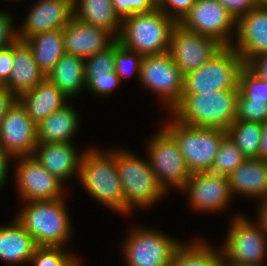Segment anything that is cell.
<instances>
[{"label":"cell","instance_id":"6da1fadb","mask_svg":"<svg viewBox=\"0 0 267 266\" xmlns=\"http://www.w3.org/2000/svg\"><path fill=\"white\" fill-rule=\"evenodd\" d=\"M82 153L78 178L86 191L99 203L125 214L124 194L116 167V148L104 152L86 149Z\"/></svg>","mask_w":267,"mask_h":266},{"label":"cell","instance_id":"7a4b0ae2","mask_svg":"<svg viewBox=\"0 0 267 266\" xmlns=\"http://www.w3.org/2000/svg\"><path fill=\"white\" fill-rule=\"evenodd\" d=\"M238 95L239 89L182 94L170 115L190 126L227 130L237 116Z\"/></svg>","mask_w":267,"mask_h":266},{"label":"cell","instance_id":"3957f363","mask_svg":"<svg viewBox=\"0 0 267 266\" xmlns=\"http://www.w3.org/2000/svg\"><path fill=\"white\" fill-rule=\"evenodd\" d=\"M27 201L16 219L31 234L37 246L63 247L73 226L65 199Z\"/></svg>","mask_w":267,"mask_h":266},{"label":"cell","instance_id":"277c9868","mask_svg":"<svg viewBox=\"0 0 267 266\" xmlns=\"http://www.w3.org/2000/svg\"><path fill=\"white\" fill-rule=\"evenodd\" d=\"M116 167L124 194L125 215L133 212L134 207H152L166 196L159 184L148 158L143 160L126 149H116Z\"/></svg>","mask_w":267,"mask_h":266},{"label":"cell","instance_id":"5b68a950","mask_svg":"<svg viewBox=\"0 0 267 266\" xmlns=\"http://www.w3.org/2000/svg\"><path fill=\"white\" fill-rule=\"evenodd\" d=\"M176 22L158 8L122 19L117 41L142 56L169 52L171 31Z\"/></svg>","mask_w":267,"mask_h":266},{"label":"cell","instance_id":"8992f818","mask_svg":"<svg viewBox=\"0 0 267 266\" xmlns=\"http://www.w3.org/2000/svg\"><path fill=\"white\" fill-rule=\"evenodd\" d=\"M163 127L173 136L191 173L210 171L226 130L183 124L172 115Z\"/></svg>","mask_w":267,"mask_h":266},{"label":"cell","instance_id":"52a82bcc","mask_svg":"<svg viewBox=\"0 0 267 266\" xmlns=\"http://www.w3.org/2000/svg\"><path fill=\"white\" fill-rule=\"evenodd\" d=\"M244 67L242 58L232 46H222L208 62L184 75L182 94L239 89V74Z\"/></svg>","mask_w":267,"mask_h":266},{"label":"cell","instance_id":"ba28073f","mask_svg":"<svg viewBox=\"0 0 267 266\" xmlns=\"http://www.w3.org/2000/svg\"><path fill=\"white\" fill-rule=\"evenodd\" d=\"M224 242L220 247L224 261L242 266H265L267 236L257 221L236 215Z\"/></svg>","mask_w":267,"mask_h":266},{"label":"cell","instance_id":"9c48e42d","mask_svg":"<svg viewBox=\"0 0 267 266\" xmlns=\"http://www.w3.org/2000/svg\"><path fill=\"white\" fill-rule=\"evenodd\" d=\"M148 140L147 158L159 184L166 193L172 188L181 191L191 172L177 142L164 127Z\"/></svg>","mask_w":267,"mask_h":266},{"label":"cell","instance_id":"30bf717a","mask_svg":"<svg viewBox=\"0 0 267 266\" xmlns=\"http://www.w3.org/2000/svg\"><path fill=\"white\" fill-rule=\"evenodd\" d=\"M132 229L122 245L128 266H172L175 251L181 241L151 228Z\"/></svg>","mask_w":267,"mask_h":266},{"label":"cell","instance_id":"8fae6325","mask_svg":"<svg viewBox=\"0 0 267 266\" xmlns=\"http://www.w3.org/2000/svg\"><path fill=\"white\" fill-rule=\"evenodd\" d=\"M139 81L143 87L157 93L169 112L181 100L184 75L169 52L143 56Z\"/></svg>","mask_w":267,"mask_h":266},{"label":"cell","instance_id":"7c38bea8","mask_svg":"<svg viewBox=\"0 0 267 266\" xmlns=\"http://www.w3.org/2000/svg\"><path fill=\"white\" fill-rule=\"evenodd\" d=\"M236 22L234 16L217 0H196L179 24L216 40L222 46H231Z\"/></svg>","mask_w":267,"mask_h":266},{"label":"cell","instance_id":"4fadbf2b","mask_svg":"<svg viewBox=\"0 0 267 266\" xmlns=\"http://www.w3.org/2000/svg\"><path fill=\"white\" fill-rule=\"evenodd\" d=\"M14 159L17 160L14 178L22 202L65 197V184L45 169L34 155Z\"/></svg>","mask_w":267,"mask_h":266},{"label":"cell","instance_id":"5bb4252c","mask_svg":"<svg viewBox=\"0 0 267 266\" xmlns=\"http://www.w3.org/2000/svg\"><path fill=\"white\" fill-rule=\"evenodd\" d=\"M222 47L216 40L176 23L171 31L169 54L183 75L195 71Z\"/></svg>","mask_w":267,"mask_h":266},{"label":"cell","instance_id":"9a60e30c","mask_svg":"<svg viewBox=\"0 0 267 266\" xmlns=\"http://www.w3.org/2000/svg\"><path fill=\"white\" fill-rule=\"evenodd\" d=\"M37 143V124L16 99L0 121V145L17 158L33 155Z\"/></svg>","mask_w":267,"mask_h":266},{"label":"cell","instance_id":"2e32d148","mask_svg":"<svg viewBox=\"0 0 267 266\" xmlns=\"http://www.w3.org/2000/svg\"><path fill=\"white\" fill-rule=\"evenodd\" d=\"M189 196L192 210L198 212H222L233 199L227 176L212 172L191 173L181 190Z\"/></svg>","mask_w":267,"mask_h":266},{"label":"cell","instance_id":"e0dca14e","mask_svg":"<svg viewBox=\"0 0 267 266\" xmlns=\"http://www.w3.org/2000/svg\"><path fill=\"white\" fill-rule=\"evenodd\" d=\"M73 17V0H39L16 29L17 39L25 41L39 33L63 29Z\"/></svg>","mask_w":267,"mask_h":266},{"label":"cell","instance_id":"ac0fdd59","mask_svg":"<svg viewBox=\"0 0 267 266\" xmlns=\"http://www.w3.org/2000/svg\"><path fill=\"white\" fill-rule=\"evenodd\" d=\"M232 47L245 65L253 58L267 53V6H256L236 22Z\"/></svg>","mask_w":267,"mask_h":266},{"label":"cell","instance_id":"d6986e66","mask_svg":"<svg viewBox=\"0 0 267 266\" xmlns=\"http://www.w3.org/2000/svg\"><path fill=\"white\" fill-rule=\"evenodd\" d=\"M65 53L86 59L110 47L117 39L107 30L75 17L62 29Z\"/></svg>","mask_w":267,"mask_h":266},{"label":"cell","instance_id":"ffe728a7","mask_svg":"<svg viewBox=\"0 0 267 266\" xmlns=\"http://www.w3.org/2000/svg\"><path fill=\"white\" fill-rule=\"evenodd\" d=\"M72 142L42 143L38 142L34 156L52 175L63 183L79 175L82 155L78 154Z\"/></svg>","mask_w":267,"mask_h":266},{"label":"cell","instance_id":"44dd1931","mask_svg":"<svg viewBox=\"0 0 267 266\" xmlns=\"http://www.w3.org/2000/svg\"><path fill=\"white\" fill-rule=\"evenodd\" d=\"M45 79L46 75L34 60L31 48L25 41L16 39L13 42V69L5 86L18 98Z\"/></svg>","mask_w":267,"mask_h":266},{"label":"cell","instance_id":"7402d4cb","mask_svg":"<svg viewBox=\"0 0 267 266\" xmlns=\"http://www.w3.org/2000/svg\"><path fill=\"white\" fill-rule=\"evenodd\" d=\"M227 177L233 196L242 194L257 202L267 199V161L247 158Z\"/></svg>","mask_w":267,"mask_h":266},{"label":"cell","instance_id":"603a6c76","mask_svg":"<svg viewBox=\"0 0 267 266\" xmlns=\"http://www.w3.org/2000/svg\"><path fill=\"white\" fill-rule=\"evenodd\" d=\"M37 244L31 234L14 218L0 226V260L10 266L30 263Z\"/></svg>","mask_w":267,"mask_h":266},{"label":"cell","instance_id":"cb8c5ba5","mask_svg":"<svg viewBox=\"0 0 267 266\" xmlns=\"http://www.w3.org/2000/svg\"><path fill=\"white\" fill-rule=\"evenodd\" d=\"M17 99L36 124L70 102V99L47 78L33 89L23 92Z\"/></svg>","mask_w":267,"mask_h":266},{"label":"cell","instance_id":"d4e9b609","mask_svg":"<svg viewBox=\"0 0 267 266\" xmlns=\"http://www.w3.org/2000/svg\"><path fill=\"white\" fill-rule=\"evenodd\" d=\"M73 106L67 103L37 124L38 142H71L78 131L79 117Z\"/></svg>","mask_w":267,"mask_h":266},{"label":"cell","instance_id":"484cf974","mask_svg":"<svg viewBox=\"0 0 267 266\" xmlns=\"http://www.w3.org/2000/svg\"><path fill=\"white\" fill-rule=\"evenodd\" d=\"M73 10L79 21L105 29L118 38L122 19L115 12L112 0H73Z\"/></svg>","mask_w":267,"mask_h":266},{"label":"cell","instance_id":"4316f807","mask_svg":"<svg viewBox=\"0 0 267 266\" xmlns=\"http://www.w3.org/2000/svg\"><path fill=\"white\" fill-rule=\"evenodd\" d=\"M84 59L65 53L46 78L69 99L86 89Z\"/></svg>","mask_w":267,"mask_h":266},{"label":"cell","instance_id":"83f0119b","mask_svg":"<svg viewBox=\"0 0 267 266\" xmlns=\"http://www.w3.org/2000/svg\"><path fill=\"white\" fill-rule=\"evenodd\" d=\"M25 42L31 48L34 60L45 75L65 54L62 29L36 34Z\"/></svg>","mask_w":267,"mask_h":266},{"label":"cell","instance_id":"f1b7e54d","mask_svg":"<svg viewBox=\"0 0 267 266\" xmlns=\"http://www.w3.org/2000/svg\"><path fill=\"white\" fill-rule=\"evenodd\" d=\"M212 247L202 239L182 242L175 251L172 266H222L221 249L217 251Z\"/></svg>","mask_w":267,"mask_h":266},{"label":"cell","instance_id":"f546056e","mask_svg":"<svg viewBox=\"0 0 267 266\" xmlns=\"http://www.w3.org/2000/svg\"><path fill=\"white\" fill-rule=\"evenodd\" d=\"M226 133L247 158L259 159L262 123L235 119Z\"/></svg>","mask_w":267,"mask_h":266},{"label":"cell","instance_id":"4dcf8cb0","mask_svg":"<svg viewBox=\"0 0 267 266\" xmlns=\"http://www.w3.org/2000/svg\"><path fill=\"white\" fill-rule=\"evenodd\" d=\"M246 159L247 157L240 151L232 139L226 135L221 141L213 166L209 172L228 176Z\"/></svg>","mask_w":267,"mask_h":266},{"label":"cell","instance_id":"1f68e13d","mask_svg":"<svg viewBox=\"0 0 267 266\" xmlns=\"http://www.w3.org/2000/svg\"><path fill=\"white\" fill-rule=\"evenodd\" d=\"M142 57L136 51L123 47L117 40L114 42L115 73L121 81L133 73L137 74L139 80Z\"/></svg>","mask_w":267,"mask_h":266},{"label":"cell","instance_id":"d6a6232c","mask_svg":"<svg viewBox=\"0 0 267 266\" xmlns=\"http://www.w3.org/2000/svg\"><path fill=\"white\" fill-rule=\"evenodd\" d=\"M85 81L93 75H107L115 72L114 43L102 52L84 59Z\"/></svg>","mask_w":267,"mask_h":266},{"label":"cell","instance_id":"836d02e7","mask_svg":"<svg viewBox=\"0 0 267 266\" xmlns=\"http://www.w3.org/2000/svg\"><path fill=\"white\" fill-rule=\"evenodd\" d=\"M238 87L248 99L267 102V80L256 76L246 65L239 74Z\"/></svg>","mask_w":267,"mask_h":266},{"label":"cell","instance_id":"e575fe53","mask_svg":"<svg viewBox=\"0 0 267 266\" xmlns=\"http://www.w3.org/2000/svg\"><path fill=\"white\" fill-rule=\"evenodd\" d=\"M236 119L258 123L265 122L267 120V102L248 99L239 90Z\"/></svg>","mask_w":267,"mask_h":266},{"label":"cell","instance_id":"d590c367","mask_svg":"<svg viewBox=\"0 0 267 266\" xmlns=\"http://www.w3.org/2000/svg\"><path fill=\"white\" fill-rule=\"evenodd\" d=\"M73 254L66 252L64 247L38 246L31 257L32 266H65Z\"/></svg>","mask_w":267,"mask_h":266},{"label":"cell","instance_id":"8d00e7d4","mask_svg":"<svg viewBox=\"0 0 267 266\" xmlns=\"http://www.w3.org/2000/svg\"><path fill=\"white\" fill-rule=\"evenodd\" d=\"M121 83V79L115 73H108L107 75H93L86 82V91L92 92L93 95L106 98L116 90Z\"/></svg>","mask_w":267,"mask_h":266},{"label":"cell","instance_id":"74e56055","mask_svg":"<svg viewBox=\"0 0 267 266\" xmlns=\"http://www.w3.org/2000/svg\"><path fill=\"white\" fill-rule=\"evenodd\" d=\"M118 16L123 19L135 13H147L158 8V0H112Z\"/></svg>","mask_w":267,"mask_h":266},{"label":"cell","instance_id":"f35d334b","mask_svg":"<svg viewBox=\"0 0 267 266\" xmlns=\"http://www.w3.org/2000/svg\"><path fill=\"white\" fill-rule=\"evenodd\" d=\"M195 2L196 0H158V9L179 23Z\"/></svg>","mask_w":267,"mask_h":266},{"label":"cell","instance_id":"ab89813d","mask_svg":"<svg viewBox=\"0 0 267 266\" xmlns=\"http://www.w3.org/2000/svg\"><path fill=\"white\" fill-rule=\"evenodd\" d=\"M14 20L9 12L0 11V49L11 45L17 39Z\"/></svg>","mask_w":267,"mask_h":266},{"label":"cell","instance_id":"60d3db41","mask_svg":"<svg viewBox=\"0 0 267 266\" xmlns=\"http://www.w3.org/2000/svg\"><path fill=\"white\" fill-rule=\"evenodd\" d=\"M13 69V43L0 49V84L6 85Z\"/></svg>","mask_w":267,"mask_h":266},{"label":"cell","instance_id":"b9f144b4","mask_svg":"<svg viewBox=\"0 0 267 266\" xmlns=\"http://www.w3.org/2000/svg\"><path fill=\"white\" fill-rule=\"evenodd\" d=\"M222 4L237 20L240 16L245 15L249 10L255 8V0H217Z\"/></svg>","mask_w":267,"mask_h":266},{"label":"cell","instance_id":"7bdbcfd3","mask_svg":"<svg viewBox=\"0 0 267 266\" xmlns=\"http://www.w3.org/2000/svg\"><path fill=\"white\" fill-rule=\"evenodd\" d=\"M246 66L256 76L267 80V53L253 58Z\"/></svg>","mask_w":267,"mask_h":266},{"label":"cell","instance_id":"ee69618b","mask_svg":"<svg viewBox=\"0 0 267 266\" xmlns=\"http://www.w3.org/2000/svg\"><path fill=\"white\" fill-rule=\"evenodd\" d=\"M13 157L0 145V189L6 184L8 178L9 163Z\"/></svg>","mask_w":267,"mask_h":266},{"label":"cell","instance_id":"f6af8a7d","mask_svg":"<svg viewBox=\"0 0 267 266\" xmlns=\"http://www.w3.org/2000/svg\"><path fill=\"white\" fill-rule=\"evenodd\" d=\"M17 98L8 90L5 85L0 84V121L3 119L8 108Z\"/></svg>","mask_w":267,"mask_h":266},{"label":"cell","instance_id":"bcb514c9","mask_svg":"<svg viewBox=\"0 0 267 266\" xmlns=\"http://www.w3.org/2000/svg\"><path fill=\"white\" fill-rule=\"evenodd\" d=\"M259 204H258V206H259L258 210L259 211H257L258 212L257 222L260 224L262 231L267 236V199L261 201Z\"/></svg>","mask_w":267,"mask_h":266},{"label":"cell","instance_id":"7dc6e473","mask_svg":"<svg viewBox=\"0 0 267 266\" xmlns=\"http://www.w3.org/2000/svg\"><path fill=\"white\" fill-rule=\"evenodd\" d=\"M259 159L267 161V120L262 123V135L259 148Z\"/></svg>","mask_w":267,"mask_h":266},{"label":"cell","instance_id":"c3c4849f","mask_svg":"<svg viewBox=\"0 0 267 266\" xmlns=\"http://www.w3.org/2000/svg\"><path fill=\"white\" fill-rule=\"evenodd\" d=\"M79 259L74 256L65 266H80Z\"/></svg>","mask_w":267,"mask_h":266},{"label":"cell","instance_id":"681fc988","mask_svg":"<svg viewBox=\"0 0 267 266\" xmlns=\"http://www.w3.org/2000/svg\"><path fill=\"white\" fill-rule=\"evenodd\" d=\"M257 6H267V0H255Z\"/></svg>","mask_w":267,"mask_h":266},{"label":"cell","instance_id":"f907efd6","mask_svg":"<svg viewBox=\"0 0 267 266\" xmlns=\"http://www.w3.org/2000/svg\"><path fill=\"white\" fill-rule=\"evenodd\" d=\"M222 266H242V265H238V264H235V263L226 262V261L223 260Z\"/></svg>","mask_w":267,"mask_h":266}]
</instances>
